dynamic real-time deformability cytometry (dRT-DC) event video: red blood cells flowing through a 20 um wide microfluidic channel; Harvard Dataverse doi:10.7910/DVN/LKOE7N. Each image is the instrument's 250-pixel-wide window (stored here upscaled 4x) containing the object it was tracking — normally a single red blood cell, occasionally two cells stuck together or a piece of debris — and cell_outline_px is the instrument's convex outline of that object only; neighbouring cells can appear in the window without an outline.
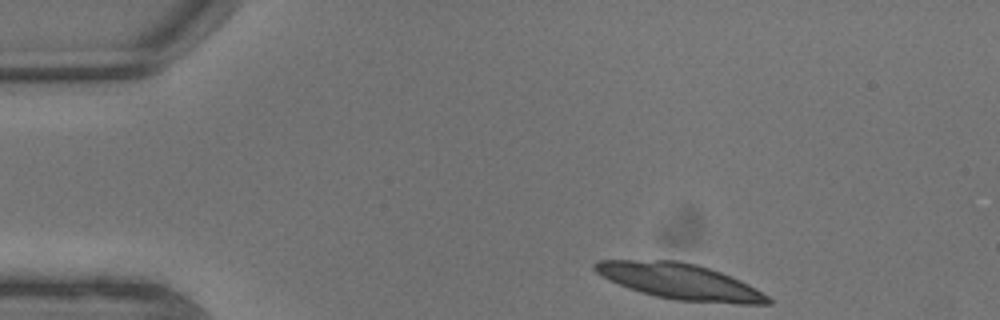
{"species": "common noctule bat (a hibernating species)", "species_latin": "Nyctalus noctula", "temperature_condition": "warm", "stored_images_in_passage": 6, "camera_frame_rate_fps": 3000, "um_per_image_px": 0.085, "animal": {"sex": "male", "body_mass_g": 13.3}, "frame": {"image": 1, "passage_image": 1, "time_ms": 0.0, "image_size_px": [1000, 320], "cell_outline_px": [[772, 304], [736, 304], [676, 300], [656, 296], [640, 292], [628, 288], [600, 276], [592, 268], [592, 264], [596, 260], [676, 260], [696, 264], [720, 272], [740, 280], [748, 284], [768, 296], [772, 300]], "centroid_in_image_um": [57.76, 23.92], "position_along_channel_um": 27.2, "area_um2": 36.07}}